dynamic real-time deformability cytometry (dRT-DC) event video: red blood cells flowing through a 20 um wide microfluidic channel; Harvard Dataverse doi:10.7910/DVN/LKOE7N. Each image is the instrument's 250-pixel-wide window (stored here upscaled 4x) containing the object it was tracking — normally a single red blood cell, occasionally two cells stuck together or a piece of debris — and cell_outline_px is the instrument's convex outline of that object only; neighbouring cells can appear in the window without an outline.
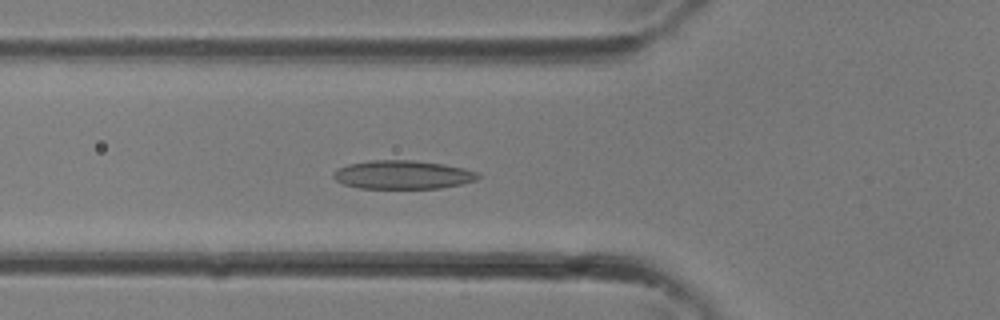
{"species": "common noctule bat (a hibernating species)", "species_latin": "Nyctalus noctula", "temperature_condition": "room temperature", "stored_images_in_passage": 23, "camera_frame_rate_fps": 3000, "um_per_image_px": 0.085, "animal": {"sex": "female"}, "frame": {"image": 1, "passage_image": 6, "time_ms": 1.667, "image_size_px": [1000, 320], "cell_outline_px": [[480, 176], [476, 180], [460, 184], [440, 188], [360, 188], [344, 184], [336, 180], [332, 176], [332, 172], [336, 168], [348, 164], [368, 160], [412, 160], [444, 164], [464, 168], [480, 172]], "centroid_in_image_um": [34.22, 14.84], "position_along_channel_um": 91.6, "area_um2": 24.22}}
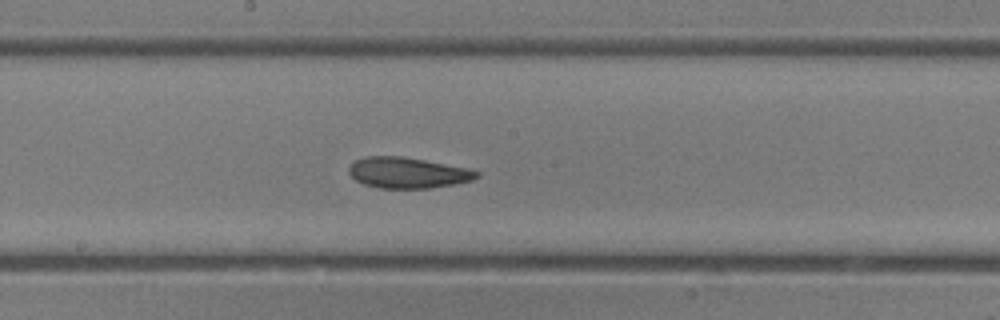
{"frame": {"image": 2, "passage_image": 12, "time_ms": 3.667, "image_size_px": [1000, 320], "cell_outline_px": [[480, 176], [472, 180], [456, 184], [428, 188], [376, 188], [364, 184], [356, 180], [348, 172], [348, 168], [356, 160], [364, 156], [404, 156], [472, 168], [480, 172]], "centroid_in_image_um": [34.7, 14.67], "position_along_channel_um": 213.5, "area_um2": 23.29}}
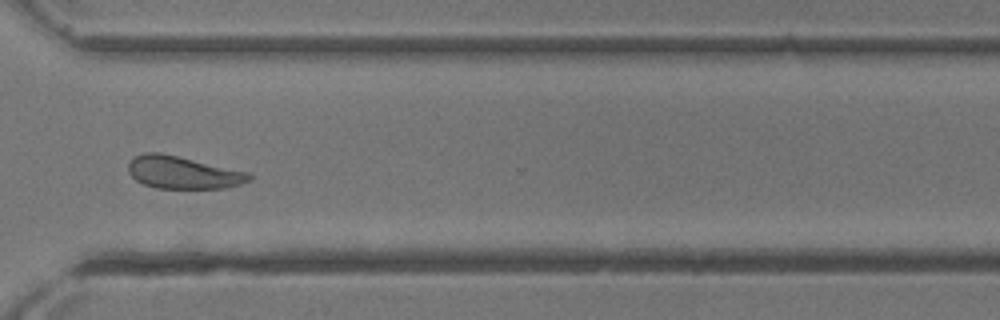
{"frame": {"image": 3, "passage_image": 19, "time_ms": 6.0, "image_size_px": [1000, 320], "cell_outline_px": [[252, 180], [228, 188], [156, 188], [144, 184], [136, 180], [128, 172], [128, 164], [136, 156], [144, 152], [160, 152], [248, 172], [252, 176]], "centroid_in_image_um": [15.55, 14.67], "position_along_channel_um": 355.0, "area_um2": 22.77}}